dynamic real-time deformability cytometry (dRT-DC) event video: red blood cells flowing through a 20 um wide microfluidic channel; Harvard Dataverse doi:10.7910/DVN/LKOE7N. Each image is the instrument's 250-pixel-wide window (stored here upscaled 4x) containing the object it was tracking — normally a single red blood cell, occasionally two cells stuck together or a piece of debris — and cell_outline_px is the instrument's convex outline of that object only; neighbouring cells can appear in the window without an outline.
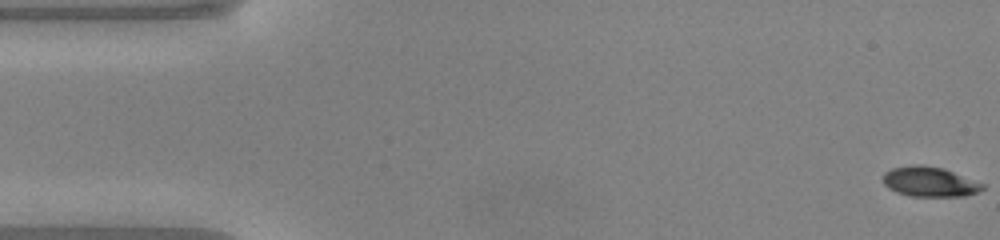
{"species": "common noctule bat (a hibernating species)", "species_latin": "Nyctalus noctula", "temperature_condition": "warm", "stored_images_in_passage": 49, "camera_frame_rate_fps": 3000, "um_per_image_px": 0.085, "animal": {"sex": "male", "body_mass_g": 20.0, "forearm_length_mm": 53.3}, "frame": {"image": 1, "passage_image": 1, "time_ms": 0.0, "image_size_px": [1000, 240], "cell_outline_px": [[984, 188], [980, 192], [964, 196], [908, 196], [896, 192], [888, 188], [884, 184], [884, 172], [892, 168], [912, 164], [920, 164], [944, 168], [984, 184]], "centroid_in_image_um": [79.01, 15.44], "position_along_channel_um": 6.0, "area_um2": 17.46}}
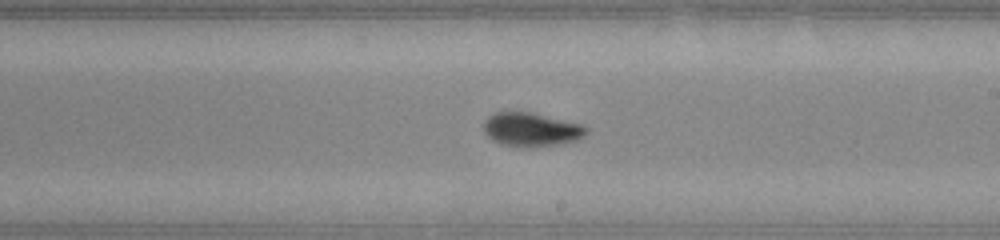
{"frame": {"image": 2, "passage_image": 28, "time_ms": 9.0, "image_size_px": [1000, 240], "cell_outline_px": [[588, 132], [576, 140], [556, 144], [524, 148], [504, 144], [492, 140], [484, 132], [484, 120], [488, 116], [496, 112], [532, 112], [580, 124], [588, 128]], "centroid_in_image_um": [45.13, 11.0], "position_along_channel_um": 243.9, "area_um2": 20.0}}
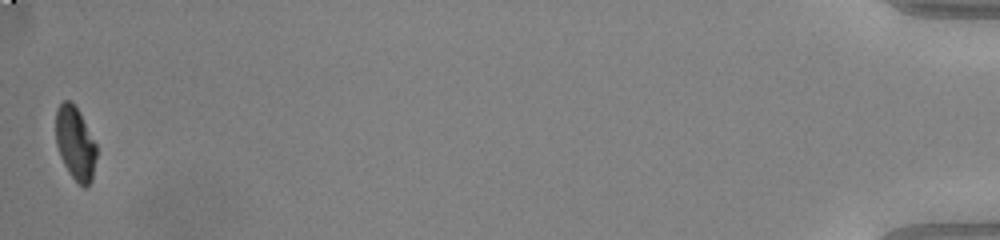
{"frame": {"image": 3, "passage_image": 49, "time_ms": 16.0, "image_size_px": [1000, 240], "cell_outline_px": [[96, 156], [92, 180], [84, 188], [68, 172], [60, 156], [56, 144], [56, 108], [64, 100], [68, 100], [80, 112], [96, 144]], "centroid_in_image_um": [6.39, 12.18], "position_along_channel_um": 428.8, "area_um2": 17.22}, "authors_computed_cell_mechanics": {"area_um2": 18.6116, "velocity_mm_per_s": 4.1065, "shape_relaxation_time_tau1_ms": 2.3509, "shape_relaxation_time_tau2_ms": 1.1607, "deformation_change_tau1": 0.1578, "deformation_change_tau2": 0.0595}}